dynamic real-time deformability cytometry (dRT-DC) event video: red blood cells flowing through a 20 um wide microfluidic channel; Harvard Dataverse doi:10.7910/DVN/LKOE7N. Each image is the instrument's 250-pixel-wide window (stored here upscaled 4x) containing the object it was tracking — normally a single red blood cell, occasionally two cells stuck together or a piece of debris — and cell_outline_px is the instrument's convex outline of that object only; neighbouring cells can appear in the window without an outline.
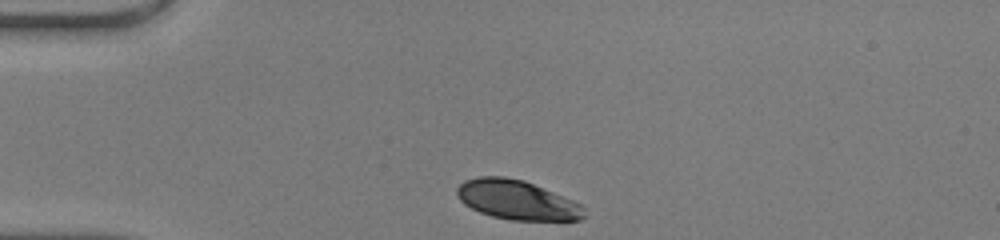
{"species": "human", "species_latin": "Homo sapiens", "temperature_condition": "warm", "stored_images_in_passage": 29, "camera_frame_rate_fps": 3000, "um_per_image_px": 0.085, "donor": {"sex": "male"}, "frame": {"image": 1, "passage_image": 1, "time_ms": 0.0, "image_size_px": [1000, 240], "cell_outline_px": [[584, 216], [580, 220], [512, 220], [492, 216], [480, 212], [464, 204], [460, 200], [456, 192], [456, 188], [464, 180], [480, 176], [504, 176], [524, 180], [572, 200], [580, 204], [584, 208]], "centroid_in_image_um": [43.91, 16.99], "position_along_channel_um": 41.1, "area_um2": 29.02}}
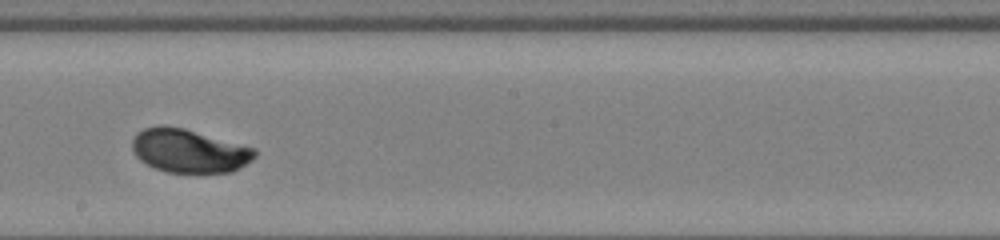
{"frame": {"image": 2, "passage_image": 17, "time_ms": 5.333, "image_size_px": [1000, 240], "cell_outline_px": [[256, 156], [252, 160], [232, 172], [168, 172], [156, 168], [140, 160], [132, 152], [132, 140], [136, 132], [144, 128], [160, 124], [184, 128], [256, 148]], "centroid_in_image_um": [16.05, 12.8], "position_along_channel_um": 232.1, "area_um2": 31.15}}
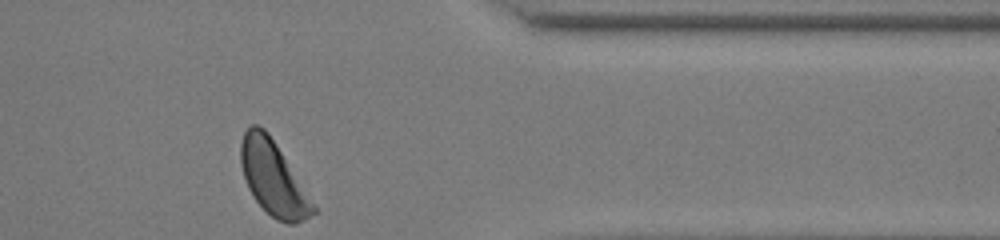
{"frame": {"image": 3, "passage_image": 29, "time_ms": 9.333, "image_size_px": [1000, 240], "cell_outline_px": [[316, 212], [296, 224], [288, 224], [276, 220], [252, 196], [248, 188], [240, 164], [240, 144], [244, 132], [252, 124], [256, 124], [264, 128], [268, 132], [316, 208]], "centroid_in_image_um": [23.18, 15.14], "position_along_channel_um": 388.2, "area_um2": 30.52}, "authors_computed_cell_mechanics": {"area_um2": 30.9808, "velocity_mm_per_s": 4.2686, "shape_relaxation_time_tau1_ms": 1.7234, "shape_relaxation_time_tau2_ms": null, "deformation_change_tau1": 0.1242, "deformation_change_tau2": null}}